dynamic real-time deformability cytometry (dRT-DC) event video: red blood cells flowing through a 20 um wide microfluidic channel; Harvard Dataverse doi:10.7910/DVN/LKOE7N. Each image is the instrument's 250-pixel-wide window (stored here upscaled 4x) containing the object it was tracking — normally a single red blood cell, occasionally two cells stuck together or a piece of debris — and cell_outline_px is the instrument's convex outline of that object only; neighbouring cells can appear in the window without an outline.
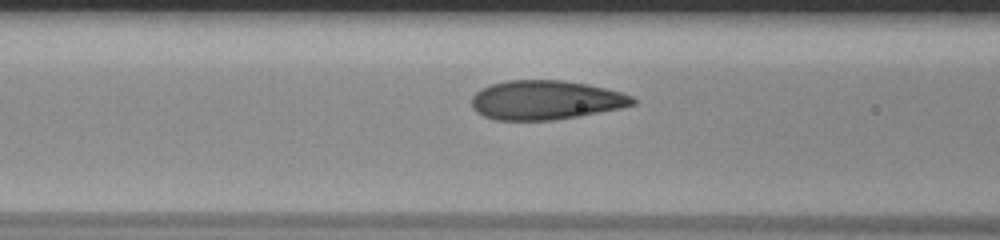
{"species": "human", "species_latin": "Homo sapiens", "temperature_condition": "room temperature", "stored_images_in_passage": 17, "camera_frame_rate_fps": 3000, "um_per_image_px": 0.085, "donor": {"sex": "male"}, "frame": {"image": 1, "passage_image": 8, "time_ms": 2.333, "image_size_px": [1000, 240], "cell_outline_px": [[636, 104], [620, 108], [580, 116], [552, 120], [496, 120], [484, 116], [476, 112], [472, 108], [472, 96], [480, 88], [492, 84], [508, 80], [564, 80], [588, 84], [620, 92], [632, 96], [636, 100]], "centroid_in_image_um": [46.37, 8.5], "position_along_channel_um": 120.2, "area_um2": 36.88}}
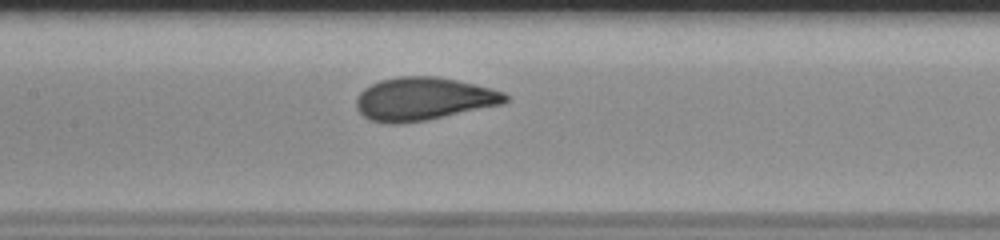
{"frame": {"image": 2, "passage_image": 12, "time_ms": 3.667, "image_size_px": [1000, 240], "cell_outline_px": [[508, 100], [504, 104], [428, 120], [400, 124], [384, 124], [368, 120], [356, 108], [356, 96], [364, 88], [380, 80], [400, 76], [436, 76], [456, 80], [492, 88], [504, 92], [508, 96]], "centroid_in_image_um": [35.98, 8.42], "position_along_channel_um": 171.4, "area_um2": 37.74}}